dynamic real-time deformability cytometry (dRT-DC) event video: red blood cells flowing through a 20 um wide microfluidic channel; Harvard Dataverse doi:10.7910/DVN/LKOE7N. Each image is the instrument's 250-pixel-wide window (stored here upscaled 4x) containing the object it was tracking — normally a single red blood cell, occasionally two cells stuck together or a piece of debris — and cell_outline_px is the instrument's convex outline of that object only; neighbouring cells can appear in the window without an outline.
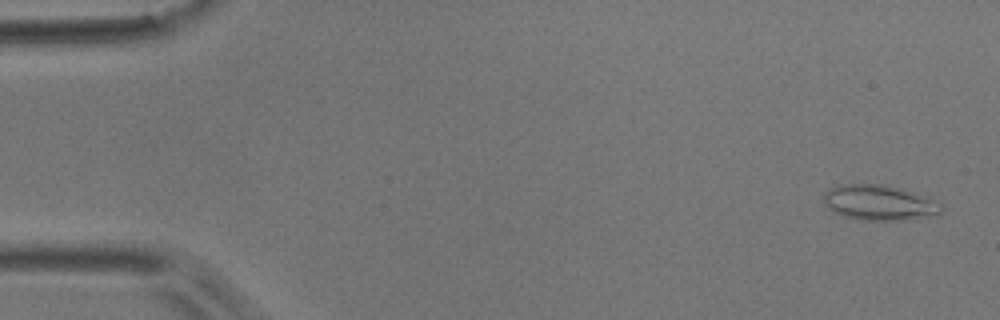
{"species": "common noctule bat (a hibernating species)", "species_latin": "Nyctalus noctula", "temperature_condition": "room temperature", "stored_images_in_passage": 52, "camera_frame_rate_fps": 3000, "um_per_image_px": 0.085, "animal": {"sex": "male", "body_mass_g": 17.9}, "frame": {"image": 1, "passage_image": 2, "time_ms": 0.333, "image_size_px": [1000, 320], "cell_outline_px": [[944, 208], [936, 216], [908, 220], [868, 220], [844, 216], [832, 212], [824, 204], [824, 192], [828, 188], [840, 184], [880, 184], [912, 192], [924, 196], [940, 204]], "centroid_in_image_um": [74.71, 17.24], "position_along_channel_um": 10.3, "area_um2": 24.16}}
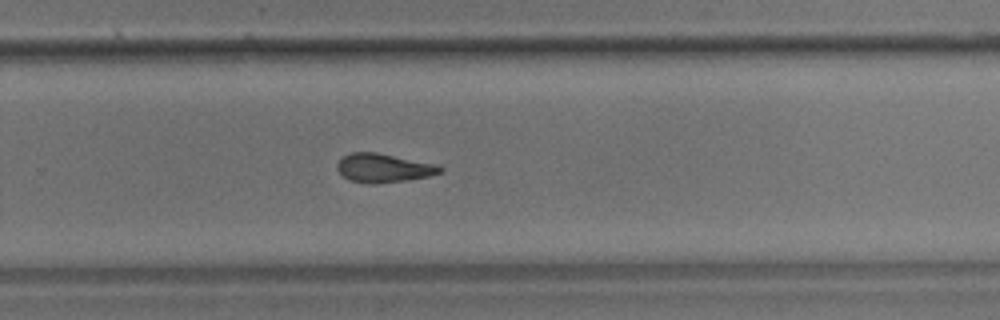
{"frame": {"image": 2, "passage_image": 34, "time_ms": 11.0, "image_size_px": [1000, 320], "cell_outline_px": [[444, 172], [428, 176], [408, 180], [376, 184], [368, 184], [348, 180], [336, 168], [336, 164], [344, 156], [352, 152], [376, 152], [432, 164], [444, 168]], "centroid_in_image_um": [32.57, 14.3], "position_along_channel_um": 297.2, "area_um2": 17.11}}
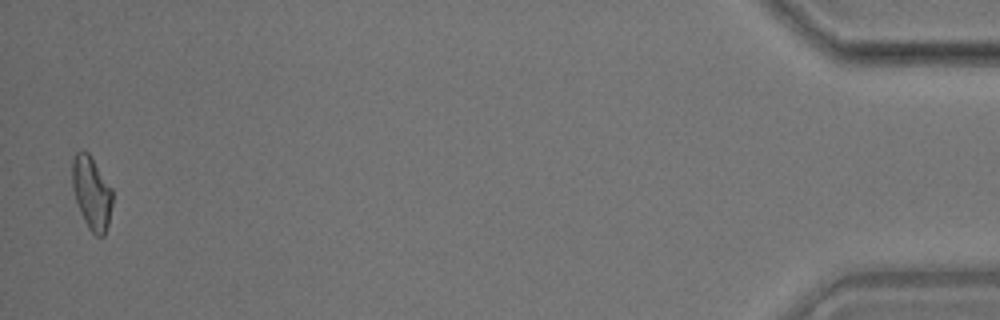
{"frame": {"image": 3, "passage_image": 51, "time_ms": 16.667, "image_size_px": [1000, 320], "cell_outline_px": [[112, 204], [108, 224], [104, 236], [96, 236], [88, 228], [80, 212], [72, 188], [72, 156], [80, 148], [84, 148], [88, 152], [112, 188]], "centroid_in_image_um": [7.77, 16.35], "position_along_channel_um": 427.4, "area_um2": 17.28}, "authors_computed_cell_mechanics": {"area_um2": 17.2533, "velocity_mm_per_s": 3.861, "shape_relaxation_time_tau1_ms": null, "shape_relaxation_time_tau2_ms": 8.5248, "deformation_change_tau1": null, "deformation_change_tau2": 0.2094}}